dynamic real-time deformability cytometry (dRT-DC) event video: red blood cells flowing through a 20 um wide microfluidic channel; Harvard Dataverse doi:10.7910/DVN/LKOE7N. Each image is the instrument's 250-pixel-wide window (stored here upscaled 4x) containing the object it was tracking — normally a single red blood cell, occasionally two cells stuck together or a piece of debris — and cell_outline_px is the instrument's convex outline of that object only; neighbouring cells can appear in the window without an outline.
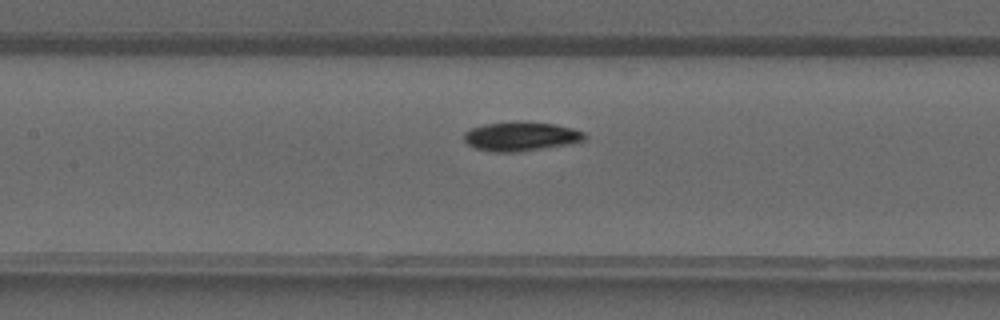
{"species": "common noctule bat (a hibernating species)", "species_latin": "Nyctalus noctula", "temperature_condition": "warm", "stored_images_in_passage": 26, "camera_frame_rate_fps": 3000, "um_per_image_px": 0.085, "animal": {"sex": "male", "forearm_length_mm": 52.5}, "frame": {"image": 1, "passage_image": 9, "time_ms": 2.667, "image_size_px": [1000, 320], "cell_outline_px": [[588, 136], [584, 140], [572, 144], [516, 152], [492, 152], [476, 148], [468, 144], [464, 140], [464, 132], [472, 128], [484, 124], [512, 120], [516, 120], [556, 124], [572, 128], [584, 132]], "centroid_in_image_um": [44.3, 11.58], "position_along_channel_um": 163.1, "area_um2": 20.87}}
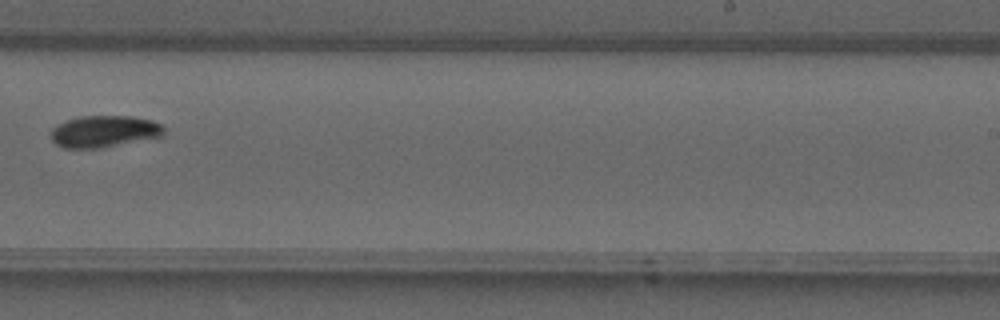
{"frame": {"image": 2, "passage_image": 16, "time_ms": 5.0, "image_size_px": [1000, 320], "cell_outline_px": [[164, 136], [104, 148], [64, 148], [56, 144], [52, 140], [52, 128], [68, 120], [80, 116], [132, 116], [152, 120], [160, 124], [164, 128]], "centroid_in_image_um": [8.9, 11.18], "position_along_channel_um": 280.1, "area_um2": 20.98}}
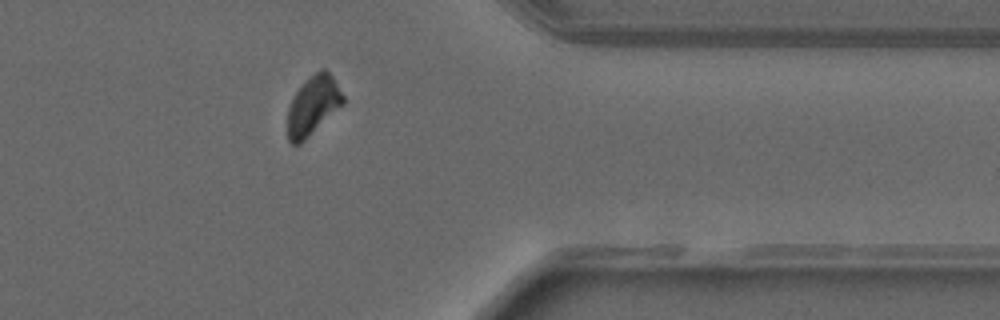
{"frame": {"image": 3, "passage_image": 23, "time_ms": 7.333, "image_size_px": [1000, 320], "cell_outline_px": [[344, 104], [300, 144], [292, 144], [288, 140], [288, 108], [296, 92], [320, 68], [324, 68], [332, 76], [344, 96]], "centroid_in_image_um": [26.62, 8.99], "position_along_channel_um": 384.8, "area_um2": 18.61}}